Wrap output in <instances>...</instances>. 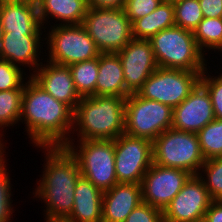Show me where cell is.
<instances>
[{
    "label": "cell",
    "mask_w": 222,
    "mask_h": 222,
    "mask_svg": "<svg viewBox=\"0 0 222 222\" xmlns=\"http://www.w3.org/2000/svg\"><path fill=\"white\" fill-rule=\"evenodd\" d=\"M73 115L67 104L56 100L29 76L24 84L19 122H25V131L34 147L72 142Z\"/></svg>",
    "instance_id": "6da1fadb"
},
{
    "label": "cell",
    "mask_w": 222,
    "mask_h": 222,
    "mask_svg": "<svg viewBox=\"0 0 222 222\" xmlns=\"http://www.w3.org/2000/svg\"><path fill=\"white\" fill-rule=\"evenodd\" d=\"M37 148L45 150V162L33 194L46 205L45 221L66 220L72 213L76 182L81 176L79 164L63 146Z\"/></svg>",
    "instance_id": "7a4b0ae2"
},
{
    "label": "cell",
    "mask_w": 222,
    "mask_h": 222,
    "mask_svg": "<svg viewBox=\"0 0 222 222\" xmlns=\"http://www.w3.org/2000/svg\"><path fill=\"white\" fill-rule=\"evenodd\" d=\"M126 97H83L73 115L78 140H115L124 133ZM74 132V133H73Z\"/></svg>",
    "instance_id": "3957f363"
},
{
    "label": "cell",
    "mask_w": 222,
    "mask_h": 222,
    "mask_svg": "<svg viewBox=\"0 0 222 222\" xmlns=\"http://www.w3.org/2000/svg\"><path fill=\"white\" fill-rule=\"evenodd\" d=\"M158 67L203 73L207 68L205 53L196 44L192 31L173 26L150 39Z\"/></svg>",
    "instance_id": "277c9868"
},
{
    "label": "cell",
    "mask_w": 222,
    "mask_h": 222,
    "mask_svg": "<svg viewBox=\"0 0 222 222\" xmlns=\"http://www.w3.org/2000/svg\"><path fill=\"white\" fill-rule=\"evenodd\" d=\"M65 147L79 164L81 176L87 178L101 191L118 183L115 172L114 140H77ZM76 145V146H75Z\"/></svg>",
    "instance_id": "5b68a950"
},
{
    "label": "cell",
    "mask_w": 222,
    "mask_h": 222,
    "mask_svg": "<svg viewBox=\"0 0 222 222\" xmlns=\"http://www.w3.org/2000/svg\"><path fill=\"white\" fill-rule=\"evenodd\" d=\"M198 135L170 128L153 141V163L197 175L205 162Z\"/></svg>",
    "instance_id": "8992f818"
},
{
    "label": "cell",
    "mask_w": 222,
    "mask_h": 222,
    "mask_svg": "<svg viewBox=\"0 0 222 222\" xmlns=\"http://www.w3.org/2000/svg\"><path fill=\"white\" fill-rule=\"evenodd\" d=\"M82 25L100 53H118L134 38L124 9L88 7Z\"/></svg>",
    "instance_id": "52a82bcc"
},
{
    "label": "cell",
    "mask_w": 222,
    "mask_h": 222,
    "mask_svg": "<svg viewBox=\"0 0 222 222\" xmlns=\"http://www.w3.org/2000/svg\"><path fill=\"white\" fill-rule=\"evenodd\" d=\"M173 109L159 101L130 94L125 101L124 133L154 141L172 128Z\"/></svg>",
    "instance_id": "ba28073f"
},
{
    "label": "cell",
    "mask_w": 222,
    "mask_h": 222,
    "mask_svg": "<svg viewBox=\"0 0 222 222\" xmlns=\"http://www.w3.org/2000/svg\"><path fill=\"white\" fill-rule=\"evenodd\" d=\"M52 27V28H51ZM47 37L49 62L70 66L99 57L100 51L87 30L80 25H51ZM51 31V32H50Z\"/></svg>",
    "instance_id": "9c48e42d"
},
{
    "label": "cell",
    "mask_w": 222,
    "mask_h": 222,
    "mask_svg": "<svg viewBox=\"0 0 222 222\" xmlns=\"http://www.w3.org/2000/svg\"><path fill=\"white\" fill-rule=\"evenodd\" d=\"M202 73L157 67L137 92L142 98L159 101L172 109L180 105L200 82Z\"/></svg>",
    "instance_id": "30bf717a"
},
{
    "label": "cell",
    "mask_w": 222,
    "mask_h": 222,
    "mask_svg": "<svg viewBox=\"0 0 222 222\" xmlns=\"http://www.w3.org/2000/svg\"><path fill=\"white\" fill-rule=\"evenodd\" d=\"M114 154L118 183L141 184L153 164V141L123 133L114 140Z\"/></svg>",
    "instance_id": "8fae6325"
},
{
    "label": "cell",
    "mask_w": 222,
    "mask_h": 222,
    "mask_svg": "<svg viewBox=\"0 0 222 222\" xmlns=\"http://www.w3.org/2000/svg\"><path fill=\"white\" fill-rule=\"evenodd\" d=\"M191 176L186 170L153 163L141 182L143 202L163 212Z\"/></svg>",
    "instance_id": "7c38bea8"
},
{
    "label": "cell",
    "mask_w": 222,
    "mask_h": 222,
    "mask_svg": "<svg viewBox=\"0 0 222 222\" xmlns=\"http://www.w3.org/2000/svg\"><path fill=\"white\" fill-rule=\"evenodd\" d=\"M213 200L198 175H192L163 210V222H203Z\"/></svg>",
    "instance_id": "4fadbf2b"
},
{
    "label": "cell",
    "mask_w": 222,
    "mask_h": 222,
    "mask_svg": "<svg viewBox=\"0 0 222 222\" xmlns=\"http://www.w3.org/2000/svg\"><path fill=\"white\" fill-rule=\"evenodd\" d=\"M121 60L126 98L137 93L158 65L149 39H131L118 53Z\"/></svg>",
    "instance_id": "5bb4252c"
},
{
    "label": "cell",
    "mask_w": 222,
    "mask_h": 222,
    "mask_svg": "<svg viewBox=\"0 0 222 222\" xmlns=\"http://www.w3.org/2000/svg\"><path fill=\"white\" fill-rule=\"evenodd\" d=\"M213 120L215 115L208 90L199 82L190 95L173 108L172 128L198 133Z\"/></svg>",
    "instance_id": "9a60e30c"
},
{
    "label": "cell",
    "mask_w": 222,
    "mask_h": 222,
    "mask_svg": "<svg viewBox=\"0 0 222 222\" xmlns=\"http://www.w3.org/2000/svg\"><path fill=\"white\" fill-rule=\"evenodd\" d=\"M30 73V77L56 100L67 104L73 111L81 100L76 91L69 66L59 65L48 60Z\"/></svg>",
    "instance_id": "2e32d148"
},
{
    "label": "cell",
    "mask_w": 222,
    "mask_h": 222,
    "mask_svg": "<svg viewBox=\"0 0 222 222\" xmlns=\"http://www.w3.org/2000/svg\"><path fill=\"white\" fill-rule=\"evenodd\" d=\"M42 34H17L3 32L0 42V59L7 60L11 64L24 68H32L33 73L42 64L39 56L43 45ZM40 62V63H39Z\"/></svg>",
    "instance_id": "e0dca14e"
},
{
    "label": "cell",
    "mask_w": 222,
    "mask_h": 222,
    "mask_svg": "<svg viewBox=\"0 0 222 222\" xmlns=\"http://www.w3.org/2000/svg\"><path fill=\"white\" fill-rule=\"evenodd\" d=\"M0 22L3 32L43 34L35 0H0Z\"/></svg>",
    "instance_id": "ac0fdd59"
},
{
    "label": "cell",
    "mask_w": 222,
    "mask_h": 222,
    "mask_svg": "<svg viewBox=\"0 0 222 222\" xmlns=\"http://www.w3.org/2000/svg\"><path fill=\"white\" fill-rule=\"evenodd\" d=\"M142 202L141 184L117 183L103 193L102 222H124Z\"/></svg>",
    "instance_id": "d6986e66"
},
{
    "label": "cell",
    "mask_w": 222,
    "mask_h": 222,
    "mask_svg": "<svg viewBox=\"0 0 222 222\" xmlns=\"http://www.w3.org/2000/svg\"><path fill=\"white\" fill-rule=\"evenodd\" d=\"M103 191L87 178L80 176L76 182L74 206L66 222H102Z\"/></svg>",
    "instance_id": "ffe728a7"
},
{
    "label": "cell",
    "mask_w": 222,
    "mask_h": 222,
    "mask_svg": "<svg viewBox=\"0 0 222 222\" xmlns=\"http://www.w3.org/2000/svg\"><path fill=\"white\" fill-rule=\"evenodd\" d=\"M95 95L126 97L123 67L117 53H100Z\"/></svg>",
    "instance_id": "44dd1931"
},
{
    "label": "cell",
    "mask_w": 222,
    "mask_h": 222,
    "mask_svg": "<svg viewBox=\"0 0 222 222\" xmlns=\"http://www.w3.org/2000/svg\"><path fill=\"white\" fill-rule=\"evenodd\" d=\"M41 25L56 19L58 25H80L88 9L87 0H35ZM54 18V19H53ZM49 20V21H48ZM63 23V24H62Z\"/></svg>",
    "instance_id": "7402d4cb"
},
{
    "label": "cell",
    "mask_w": 222,
    "mask_h": 222,
    "mask_svg": "<svg viewBox=\"0 0 222 222\" xmlns=\"http://www.w3.org/2000/svg\"><path fill=\"white\" fill-rule=\"evenodd\" d=\"M175 26L174 4L164 0L152 13L132 22V34L135 39H150L153 35Z\"/></svg>",
    "instance_id": "603a6c76"
},
{
    "label": "cell",
    "mask_w": 222,
    "mask_h": 222,
    "mask_svg": "<svg viewBox=\"0 0 222 222\" xmlns=\"http://www.w3.org/2000/svg\"><path fill=\"white\" fill-rule=\"evenodd\" d=\"M24 89H12L8 91H0V132L5 127H13L18 124L21 118L22 111V96ZM0 133V146L6 148L3 136Z\"/></svg>",
    "instance_id": "cb8c5ba5"
},
{
    "label": "cell",
    "mask_w": 222,
    "mask_h": 222,
    "mask_svg": "<svg viewBox=\"0 0 222 222\" xmlns=\"http://www.w3.org/2000/svg\"><path fill=\"white\" fill-rule=\"evenodd\" d=\"M76 91L83 97L95 95L98 76V57L69 66Z\"/></svg>",
    "instance_id": "d4e9b609"
},
{
    "label": "cell",
    "mask_w": 222,
    "mask_h": 222,
    "mask_svg": "<svg viewBox=\"0 0 222 222\" xmlns=\"http://www.w3.org/2000/svg\"><path fill=\"white\" fill-rule=\"evenodd\" d=\"M194 38L199 49L206 56V52L212 49L222 51V18H203L193 31ZM205 48V49H204Z\"/></svg>",
    "instance_id": "484cf974"
},
{
    "label": "cell",
    "mask_w": 222,
    "mask_h": 222,
    "mask_svg": "<svg viewBox=\"0 0 222 222\" xmlns=\"http://www.w3.org/2000/svg\"><path fill=\"white\" fill-rule=\"evenodd\" d=\"M200 148L205 160L222 157V120L215 119L198 133Z\"/></svg>",
    "instance_id": "4316f807"
},
{
    "label": "cell",
    "mask_w": 222,
    "mask_h": 222,
    "mask_svg": "<svg viewBox=\"0 0 222 222\" xmlns=\"http://www.w3.org/2000/svg\"><path fill=\"white\" fill-rule=\"evenodd\" d=\"M197 175L203 181L210 198L213 201L222 200V157L207 159Z\"/></svg>",
    "instance_id": "83f0119b"
},
{
    "label": "cell",
    "mask_w": 222,
    "mask_h": 222,
    "mask_svg": "<svg viewBox=\"0 0 222 222\" xmlns=\"http://www.w3.org/2000/svg\"><path fill=\"white\" fill-rule=\"evenodd\" d=\"M175 25L194 31L204 18L199 0H173Z\"/></svg>",
    "instance_id": "f1b7e54d"
},
{
    "label": "cell",
    "mask_w": 222,
    "mask_h": 222,
    "mask_svg": "<svg viewBox=\"0 0 222 222\" xmlns=\"http://www.w3.org/2000/svg\"><path fill=\"white\" fill-rule=\"evenodd\" d=\"M5 148L0 149V222H12V215L14 213L13 205L11 200V178L9 172L7 171V166L5 163H8L5 159L6 153ZM5 155V156H4Z\"/></svg>",
    "instance_id": "f546056e"
},
{
    "label": "cell",
    "mask_w": 222,
    "mask_h": 222,
    "mask_svg": "<svg viewBox=\"0 0 222 222\" xmlns=\"http://www.w3.org/2000/svg\"><path fill=\"white\" fill-rule=\"evenodd\" d=\"M23 72L21 67L0 59V91L24 89V84L29 76L26 77V72Z\"/></svg>",
    "instance_id": "4dcf8cb0"
},
{
    "label": "cell",
    "mask_w": 222,
    "mask_h": 222,
    "mask_svg": "<svg viewBox=\"0 0 222 222\" xmlns=\"http://www.w3.org/2000/svg\"><path fill=\"white\" fill-rule=\"evenodd\" d=\"M206 68L201 74L200 83L208 90L215 119L222 120V73L211 76Z\"/></svg>",
    "instance_id": "1f68e13d"
},
{
    "label": "cell",
    "mask_w": 222,
    "mask_h": 222,
    "mask_svg": "<svg viewBox=\"0 0 222 222\" xmlns=\"http://www.w3.org/2000/svg\"><path fill=\"white\" fill-rule=\"evenodd\" d=\"M164 0H126L124 5L125 14L131 23L152 13Z\"/></svg>",
    "instance_id": "d6a6232c"
},
{
    "label": "cell",
    "mask_w": 222,
    "mask_h": 222,
    "mask_svg": "<svg viewBox=\"0 0 222 222\" xmlns=\"http://www.w3.org/2000/svg\"><path fill=\"white\" fill-rule=\"evenodd\" d=\"M124 222H163L162 211L142 202L134 208Z\"/></svg>",
    "instance_id": "836d02e7"
},
{
    "label": "cell",
    "mask_w": 222,
    "mask_h": 222,
    "mask_svg": "<svg viewBox=\"0 0 222 222\" xmlns=\"http://www.w3.org/2000/svg\"><path fill=\"white\" fill-rule=\"evenodd\" d=\"M204 18H222V0H199Z\"/></svg>",
    "instance_id": "e575fe53"
},
{
    "label": "cell",
    "mask_w": 222,
    "mask_h": 222,
    "mask_svg": "<svg viewBox=\"0 0 222 222\" xmlns=\"http://www.w3.org/2000/svg\"><path fill=\"white\" fill-rule=\"evenodd\" d=\"M203 222H222V200L212 201Z\"/></svg>",
    "instance_id": "d590c367"
},
{
    "label": "cell",
    "mask_w": 222,
    "mask_h": 222,
    "mask_svg": "<svg viewBox=\"0 0 222 222\" xmlns=\"http://www.w3.org/2000/svg\"><path fill=\"white\" fill-rule=\"evenodd\" d=\"M126 0H87L88 7L123 9Z\"/></svg>",
    "instance_id": "8d00e7d4"
},
{
    "label": "cell",
    "mask_w": 222,
    "mask_h": 222,
    "mask_svg": "<svg viewBox=\"0 0 222 222\" xmlns=\"http://www.w3.org/2000/svg\"><path fill=\"white\" fill-rule=\"evenodd\" d=\"M2 37H3V28H2V25H1V22H0V42L2 40Z\"/></svg>",
    "instance_id": "74e56055"
},
{
    "label": "cell",
    "mask_w": 222,
    "mask_h": 222,
    "mask_svg": "<svg viewBox=\"0 0 222 222\" xmlns=\"http://www.w3.org/2000/svg\"><path fill=\"white\" fill-rule=\"evenodd\" d=\"M45 222H66V221L63 220V221H45Z\"/></svg>",
    "instance_id": "f35d334b"
}]
</instances>
